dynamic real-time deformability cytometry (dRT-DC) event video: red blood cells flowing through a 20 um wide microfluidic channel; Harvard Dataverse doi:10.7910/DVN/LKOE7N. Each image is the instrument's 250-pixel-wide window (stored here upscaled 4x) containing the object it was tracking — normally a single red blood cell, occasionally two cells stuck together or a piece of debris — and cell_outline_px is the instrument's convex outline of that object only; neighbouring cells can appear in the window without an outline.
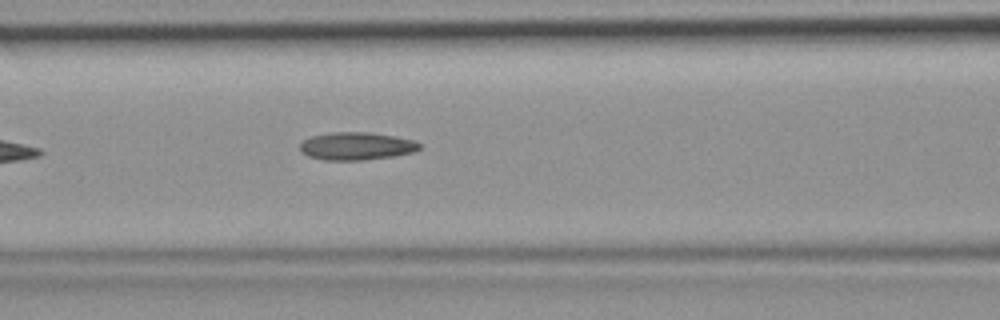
{"species": "common noctule bat (a hibernating species)", "species_latin": "Nyctalus noctula", "temperature_condition": "room temperature", "stored_images_in_passage": 5, "camera_frame_rate_fps": 3000, "um_per_image_px": 0.085, "animal": {"sex": "female", "body_mass_g": 19.9}, "frame": {"image": 1, "passage_image": 5, "time_ms": 1.333, "image_size_px": [1000, 320], "cell_outline_px": [[424, 144], [420, 148], [412, 152], [392, 156], [364, 160], [324, 160], [308, 156], [300, 152], [300, 144], [304, 140], [312, 136], [332, 132], [368, 132], [396, 136], [416, 140]], "centroid_in_image_um": [30.32, 12.41], "position_along_channel_um": 136.3, "area_um2": 19.48}}